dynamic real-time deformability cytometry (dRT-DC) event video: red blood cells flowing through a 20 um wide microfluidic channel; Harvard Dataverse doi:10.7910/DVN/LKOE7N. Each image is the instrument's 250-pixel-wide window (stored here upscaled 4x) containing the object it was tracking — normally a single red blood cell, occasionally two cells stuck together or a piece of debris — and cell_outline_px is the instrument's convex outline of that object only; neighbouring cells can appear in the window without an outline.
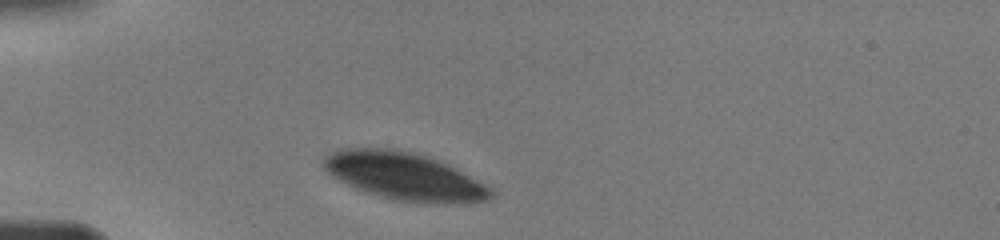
{"species": "human", "species_latin": "Homo sapiens", "temperature_condition": "warm", "stored_images_in_passage": 4, "camera_frame_rate_fps": 3000, "um_per_image_px": 0.085, "donor": {"sex": "male"}, "frame": {"image": 1, "passage_image": 1, "time_ms": 0.0, "image_size_px": [1000, 240], "cell_outline_px": [[492, 196], [488, 200], [392, 200], [356, 188], [332, 176], [320, 164], [324, 156], [340, 148], [396, 148], [428, 156], [440, 160], [448, 164], [492, 188]], "centroid_in_image_um": [34.25, 14.9], "position_along_channel_um": 50.8, "area_um2": 44.97}}
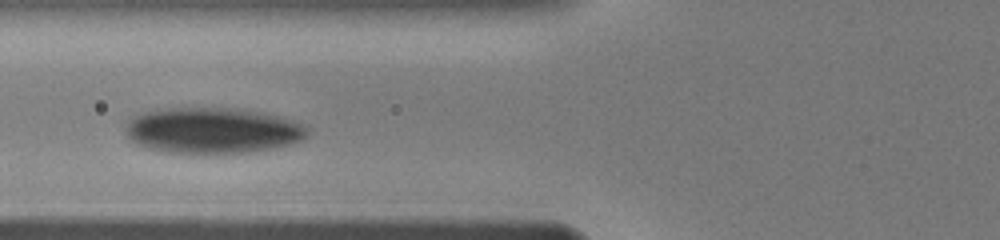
{"frame": {"image": 2, "passage_image": 3, "time_ms": 2.0, "image_size_px": [1000, 240], "cell_outline_px": [[308, 132], [300, 140], [288, 144], [264, 148], [236, 152], [180, 152], [156, 148], [140, 144], [132, 140], [128, 136], [128, 120], [144, 112], [168, 108], [236, 108], [264, 112], [292, 120], [308, 128]], "centroid_in_image_um": [18.09, 11.04], "position_along_channel_um": 107.7, "area_um2": 46.82}}